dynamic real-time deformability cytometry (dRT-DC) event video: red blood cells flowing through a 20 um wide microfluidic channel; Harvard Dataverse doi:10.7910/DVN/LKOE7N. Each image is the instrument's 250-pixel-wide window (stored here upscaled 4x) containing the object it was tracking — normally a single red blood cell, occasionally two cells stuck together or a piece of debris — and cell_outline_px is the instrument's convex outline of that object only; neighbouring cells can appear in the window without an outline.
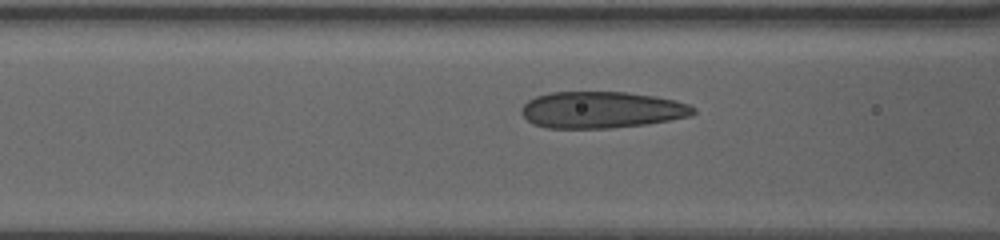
{"species": "human", "species_latin": "Homo sapiens", "temperature_condition": "warm", "stored_images_in_passage": 10, "camera_frame_rate_fps": 3000, "um_per_image_px": 0.085, "donor": {"sex": "female"}, "frame": {"image": 1, "passage_image": 7, "time_ms": 2.0, "image_size_px": [1000, 240], "cell_outline_px": [[696, 112], [692, 116], [644, 124], [612, 128], [544, 128], [532, 124], [520, 112], [520, 108], [528, 100], [536, 96], [552, 92], [628, 92], [656, 96], [676, 100], [688, 104], [696, 108]], "centroid_in_image_um": [51.13, 9.33], "position_along_channel_um": 115.5, "area_um2": 36.88}}